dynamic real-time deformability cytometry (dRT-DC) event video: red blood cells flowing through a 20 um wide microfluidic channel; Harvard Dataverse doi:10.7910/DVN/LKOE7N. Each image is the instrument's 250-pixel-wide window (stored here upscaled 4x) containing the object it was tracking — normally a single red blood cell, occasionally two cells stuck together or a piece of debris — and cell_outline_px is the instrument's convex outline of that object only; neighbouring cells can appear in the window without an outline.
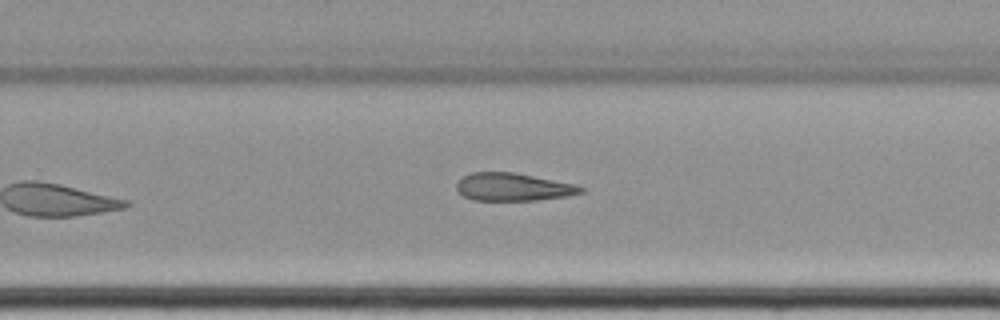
{"species": "common noctule bat (a hibernating species)", "species_latin": "Nyctalus noctula", "temperature_condition": "cold", "stored_images_in_passage": 9, "camera_frame_rate_fps": 3000, "um_per_image_px": 0.085, "animal": {"sex": "female", "body_mass_g": 22.7, "forearm_length_mm": 54.2}, "frame": {"image": 1, "passage_image": 9, "time_ms": 10.0, "image_size_px": [1000, 320], "cell_outline_px": [[584, 192], [568, 196], [536, 200], [472, 200], [456, 192], [456, 184], [464, 176], [472, 172], [512, 172], [576, 184], [584, 188]], "centroid_in_image_um": [43.61, 15.9], "position_along_channel_um": 286.2, "area_um2": 20.11}}